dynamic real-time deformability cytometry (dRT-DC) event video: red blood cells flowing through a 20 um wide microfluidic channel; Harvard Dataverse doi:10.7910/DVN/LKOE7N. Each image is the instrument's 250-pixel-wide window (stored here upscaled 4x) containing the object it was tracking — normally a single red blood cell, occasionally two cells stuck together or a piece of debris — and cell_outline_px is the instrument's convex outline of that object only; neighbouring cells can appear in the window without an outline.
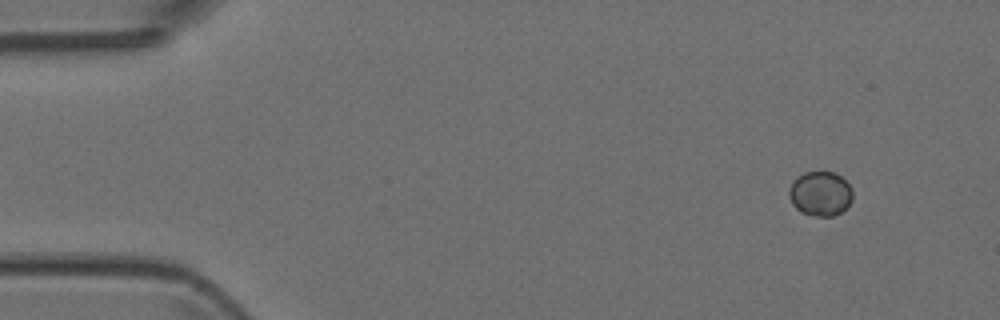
{"species": "Egyptian fruit bat (a non-hibernating species)", "species_latin": "Rousettus aegyptiacus", "temperature_condition": "room temperature", "stored_images_in_passage": 9, "camera_frame_rate_fps": 3000, "um_per_image_px": 0.085, "animal": {"sex": "female"}, "frame": {"image": 1, "passage_image": 1, "time_ms": 0.0, "image_size_px": [1000, 320], "cell_outline_px": [[852, 200], [840, 212], [832, 216], [816, 216], [800, 212], [792, 204], [788, 196], [788, 188], [792, 180], [796, 176], [804, 172], [836, 172], [852, 188]], "centroid_in_image_um": [69.68, 16.44], "position_along_channel_um": 15.3, "area_um2": 16.65}}